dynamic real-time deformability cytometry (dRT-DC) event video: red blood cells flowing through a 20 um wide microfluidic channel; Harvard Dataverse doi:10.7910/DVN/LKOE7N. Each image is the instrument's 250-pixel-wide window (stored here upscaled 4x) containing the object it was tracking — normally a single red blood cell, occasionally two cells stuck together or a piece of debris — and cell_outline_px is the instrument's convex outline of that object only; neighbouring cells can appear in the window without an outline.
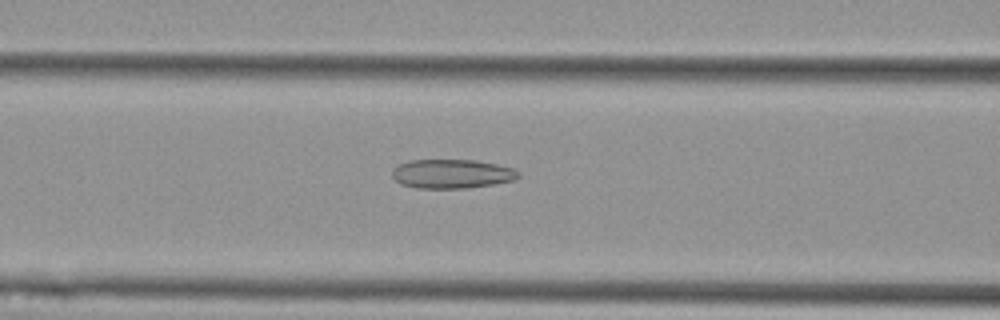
{"species": "Egyptian fruit bat (a non-hibernating species)", "species_latin": "Rousettus aegyptiacus", "temperature_condition": "cold", "stored_images_in_passage": 54, "camera_frame_rate_fps": 3000, "um_per_image_px": 0.085, "animal": {"sex": "female"}, "frame": {"image": 1, "passage_image": 23, "time_ms": 7.333, "image_size_px": [1000, 320], "cell_outline_px": [[520, 176], [512, 180], [492, 184], [468, 188], [416, 188], [400, 184], [392, 176], [392, 168], [408, 160], [476, 160], [496, 164], [512, 168], [520, 172]], "centroid_in_image_um": [38.37, 14.77], "position_along_channel_um": 128.2, "area_um2": 21.39}}
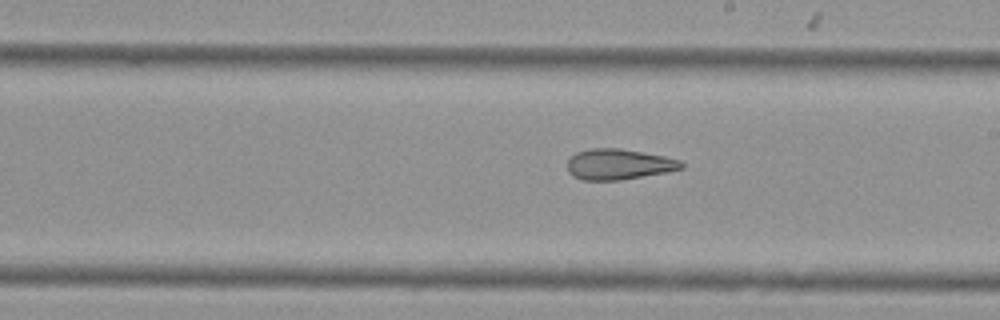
{"frame": {"image": 2, "passage_image": 32, "time_ms": 10.333, "image_size_px": [1000, 320], "cell_outline_px": [[684, 168], [668, 172], [620, 180], [584, 180], [572, 176], [568, 172], [568, 160], [576, 152], [592, 148], [620, 148], [664, 156], [680, 160], [684, 164]], "centroid_in_image_um": [52.6, 13.97], "position_along_channel_um": 236.4, "area_um2": 20.4}}
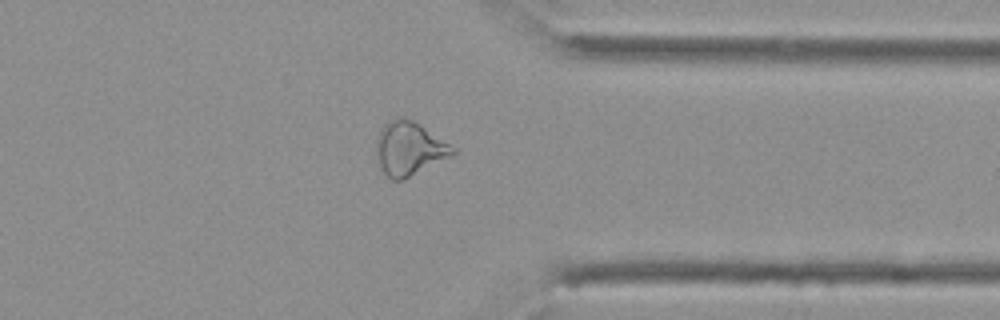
{"frame": {"image": 3, "passage_image": 44, "time_ms": 14.333, "image_size_px": [1000, 320], "cell_outline_px": [[456, 152], [452, 156], [404, 180], [392, 180], [384, 172], [376, 156], [376, 140], [380, 128], [388, 120], [396, 116], [404, 116], [420, 124], [456, 148]], "centroid_in_image_um": [34.78, 12.61], "position_along_channel_um": 376.6, "area_um2": 24.16}}